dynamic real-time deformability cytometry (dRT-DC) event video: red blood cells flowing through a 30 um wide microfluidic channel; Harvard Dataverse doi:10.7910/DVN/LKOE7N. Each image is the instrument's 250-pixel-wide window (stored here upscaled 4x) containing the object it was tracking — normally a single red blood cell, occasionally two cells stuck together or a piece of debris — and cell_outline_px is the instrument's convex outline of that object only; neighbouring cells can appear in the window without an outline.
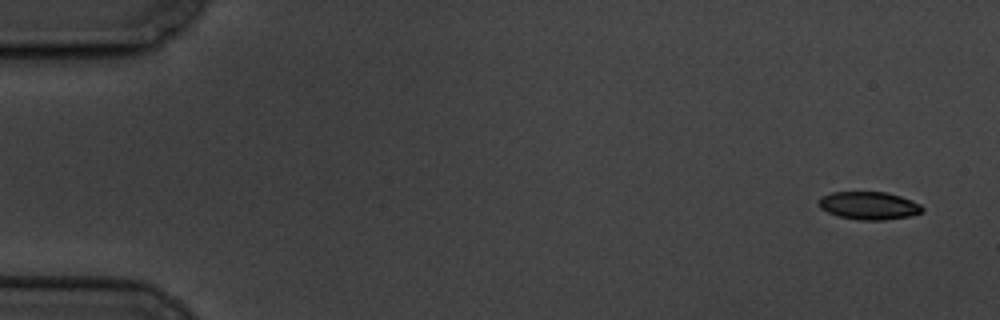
{"species": "common noctule bat (a hibernating species)", "species_latin": "Nyctalus noctula", "temperature_condition": "cold", "stored_images_in_passage": 9, "camera_frame_rate_fps": 3000, "um_per_image_px": 0.085, "animal": {"sex": "male", "body_mass_g": 19.5, "forearm_length_mm": 54.6}, "frame": {"image": 1, "passage_image": 1, "time_ms": 0.0, "image_size_px": [1000, 320], "cell_outline_px": [[924, 212], [908, 216], [884, 220], [860, 220], [840, 216], [828, 212], [820, 208], [816, 204], [820, 196], [832, 192], [884, 192], [900, 196], [920, 204], [924, 208]], "centroid_in_image_um": [73.83, 17.47], "position_along_channel_um": 11.2, "area_um2": 16.82}}
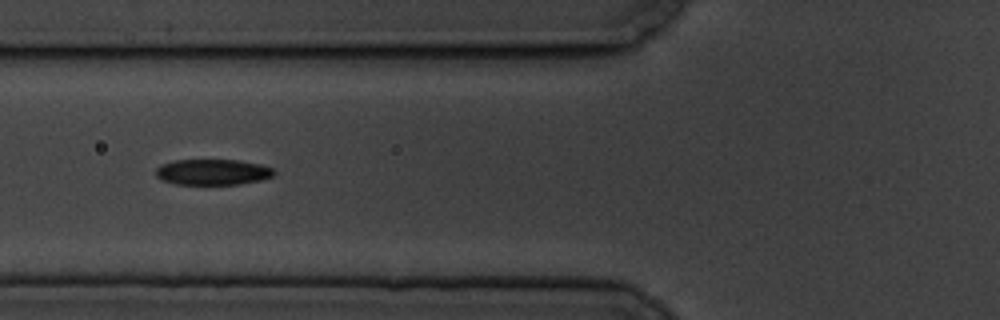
{"frame": {"image": 2, "passage_image": 6, "time_ms": 6.667, "image_size_px": [1000, 320], "cell_outline_px": [[276, 172], [272, 176], [260, 180], [240, 184], [176, 184], [164, 180], [156, 176], [156, 168], [160, 164], [176, 160], [236, 160], [260, 164], [272, 168]], "centroid_in_image_um": [18.07, 14.62], "position_along_channel_um": 107.7, "area_um2": 17.63}}
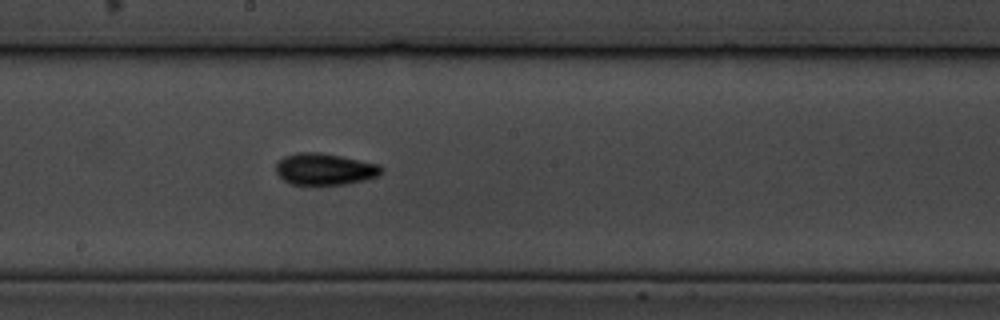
{"frame": {"image": 3, "passage_image": 9, "time_ms": 10.0, "image_size_px": [1000, 320], "cell_outline_px": [[384, 168], [376, 176], [364, 180], [344, 184], [288, 184], [276, 172], [276, 164], [284, 156], [300, 152], [316, 152], [340, 156], [380, 164]], "centroid_in_image_um": [27.59, 14.37], "position_along_channel_um": 220.6, "area_um2": 19.19}}